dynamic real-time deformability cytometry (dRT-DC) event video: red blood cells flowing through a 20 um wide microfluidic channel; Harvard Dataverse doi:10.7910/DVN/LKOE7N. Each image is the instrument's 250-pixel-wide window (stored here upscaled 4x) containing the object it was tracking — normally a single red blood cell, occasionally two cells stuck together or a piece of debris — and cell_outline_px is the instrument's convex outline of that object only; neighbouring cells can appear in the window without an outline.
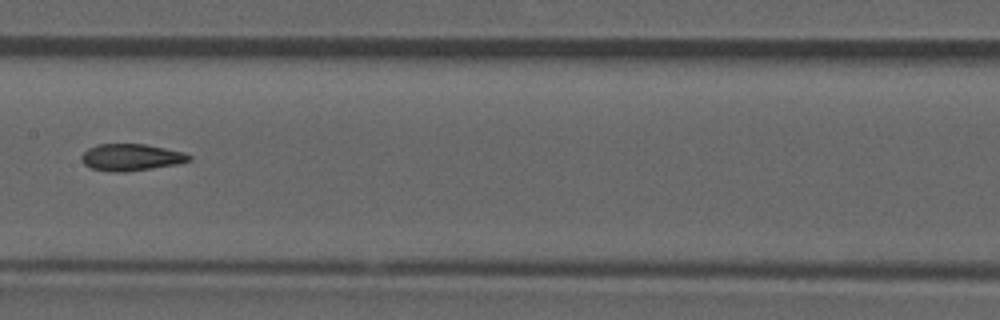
{"species": "common noctule bat (a hibernating species)", "species_latin": "Nyctalus noctula", "temperature_condition": "room temperature", "stored_images_in_passage": 9, "camera_frame_rate_fps": 3000, "um_per_image_px": 0.085, "animal": {"sex": "male", "forearm_length_mm": 52.5}, "frame": {"image": 1, "passage_image": 7, "time_ms": 2.0, "image_size_px": [1000, 320], "cell_outline_px": [[192, 160], [176, 164], [152, 168], [124, 172], [112, 172], [92, 168], [84, 164], [80, 160], [80, 156], [88, 148], [96, 144], [144, 144], [184, 152], [192, 156]], "centroid_in_image_um": [11.12, 13.37], "position_along_channel_um": 196.3, "area_um2": 16.82}}
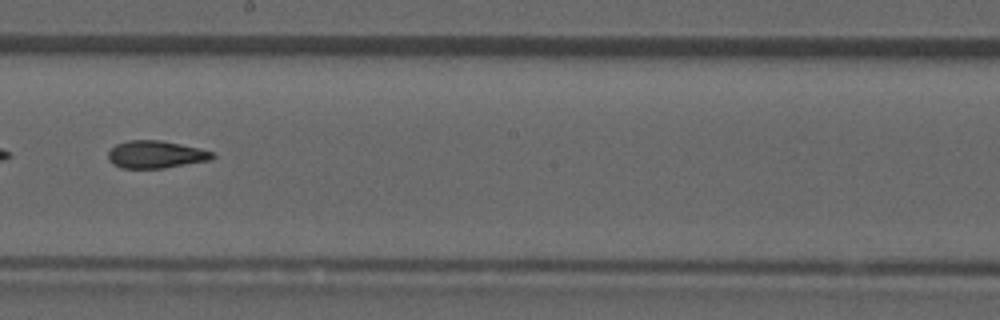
{"frame": {"image": 2, "passage_image": 8, "time_ms": 2.333, "image_size_px": [1000, 320], "cell_outline_px": [[216, 156], [212, 160], [164, 168], [120, 168], [112, 164], [108, 160], [108, 152], [116, 144], [128, 140], [160, 140], [200, 148], [216, 152]], "centroid_in_image_um": [13.27, 13.13], "position_along_channel_um": 234.9, "area_um2": 16.94}}
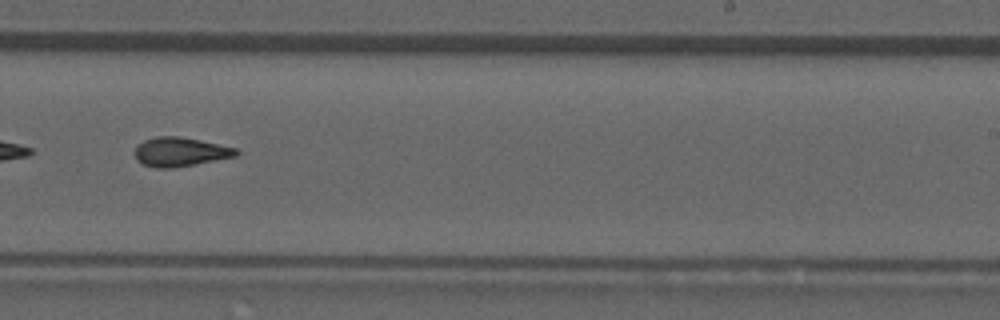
{"frame": {"image": 3, "passage_image": 9, "time_ms": 2.667, "image_size_px": [1000, 320], "cell_outline_px": [[240, 152], [236, 156], [172, 168], [156, 168], [144, 164], [136, 160], [132, 152], [136, 144], [144, 140], [156, 136], [180, 136], [200, 140], [236, 148]], "centroid_in_image_um": [15.24, 12.9], "position_along_channel_um": 273.8, "area_um2": 17.28}}